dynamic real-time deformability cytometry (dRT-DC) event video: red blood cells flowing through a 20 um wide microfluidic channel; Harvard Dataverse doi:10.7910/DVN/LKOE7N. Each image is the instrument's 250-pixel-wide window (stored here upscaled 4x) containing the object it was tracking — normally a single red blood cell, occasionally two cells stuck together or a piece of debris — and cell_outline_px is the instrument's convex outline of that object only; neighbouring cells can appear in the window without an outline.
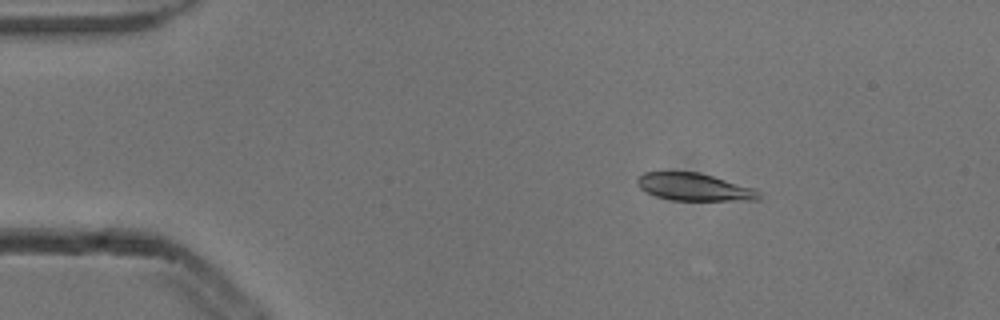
{"species": "common noctule bat (a hibernating species)", "species_latin": "Nyctalus noctula", "temperature_condition": "cold", "stored_images_in_passage": 3, "camera_frame_rate_fps": 3000, "um_per_image_px": 0.085, "animal": {"sex": "male", "body_mass_g": 13.3}, "frame": {"image": 1, "passage_image": 2, "time_ms": 0.333, "image_size_px": [1000, 320], "cell_outline_px": [[760, 200], [672, 200], [656, 196], [640, 188], [636, 184], [636, 180], [644, 172], [700, 172], [756, 188], [760, 192]], "centroid_in_image_um": [59.05, 15.89], "position_along_channel_um": 26.0, "area_um2": 19.54}}